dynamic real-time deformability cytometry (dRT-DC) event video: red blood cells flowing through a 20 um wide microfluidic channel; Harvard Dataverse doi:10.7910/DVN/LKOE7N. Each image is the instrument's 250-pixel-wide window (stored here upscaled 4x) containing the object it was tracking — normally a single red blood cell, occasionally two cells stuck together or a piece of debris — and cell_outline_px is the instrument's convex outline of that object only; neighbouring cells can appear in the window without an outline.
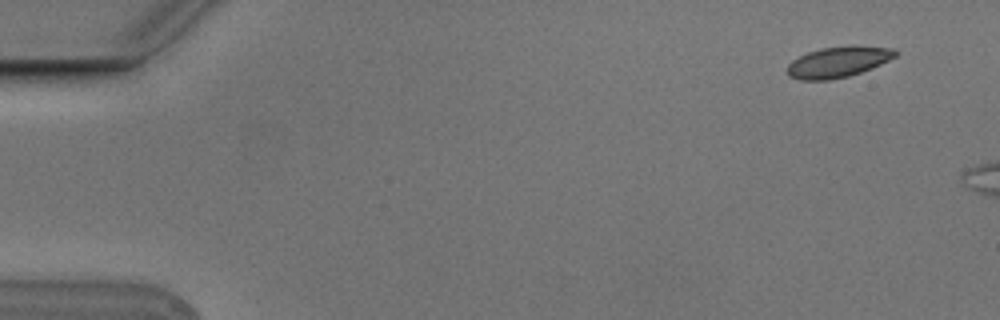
{"species": "Egyptian fruit bat (a non-hibernating species)", "species_latin": "Rousettus aegyptiacus", "temperature_condition": "cold", "stored_images_in_passage": 5, "camera_frame_rate_fps": 3000, "um_per_image_px": 0.085, "animal": {"sex": "male"}, "frame": {"image": 1, "passage_image": 2, "time_ms": 0.333, "image_size_px": [1000, 320], "cell_outline_px": [[900, 52], [896, 56], [872, 68], [848, 76], [828, 80], [800, 80], [788, 76], [788, 64], [792, 60], [808, 52], [820, 48], [856, 44], [896, 48]], "centroid_in_image_um": [71.29, 5.24], "position_along_channel_um": 13.7, "area_um2": 19.71}}